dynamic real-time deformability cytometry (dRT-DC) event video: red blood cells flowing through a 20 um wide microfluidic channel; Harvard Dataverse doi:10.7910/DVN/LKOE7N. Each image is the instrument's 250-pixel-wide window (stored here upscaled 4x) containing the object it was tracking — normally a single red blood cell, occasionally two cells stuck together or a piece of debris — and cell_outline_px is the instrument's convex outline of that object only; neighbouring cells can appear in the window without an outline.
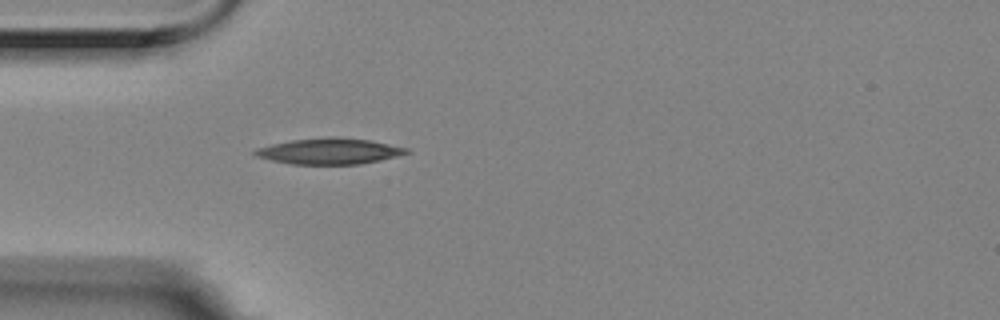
{"species": "Egyptian fruit bat (a non-hibernating species)", "species_latin": "Rousettus aegyptiacus", "temperature_condition": "room temperature", "stored_images_in_passage": 1, "camera_frame_rate_fps": 3000, "um_per_image_px": 0.085, "animal": {"sex": "female"}, "frame": {"image": 1, "passage_image": 1, "time_ms": 0.0, "image_size_px": [1000, 320], "cell_outline_px": [[412, 152], [380, 160], [360, 164], [292, 164], [272, 160], [256, 156], [252, 152], [256, 148], [272, 144], [292, 140], [328, 136], [336, 136], [368, 140], [408, 148]], "centroid_in_image_um": [28.0, 12.84], "position_along_channel_um": 57.0, "area_um2": 22.83}}